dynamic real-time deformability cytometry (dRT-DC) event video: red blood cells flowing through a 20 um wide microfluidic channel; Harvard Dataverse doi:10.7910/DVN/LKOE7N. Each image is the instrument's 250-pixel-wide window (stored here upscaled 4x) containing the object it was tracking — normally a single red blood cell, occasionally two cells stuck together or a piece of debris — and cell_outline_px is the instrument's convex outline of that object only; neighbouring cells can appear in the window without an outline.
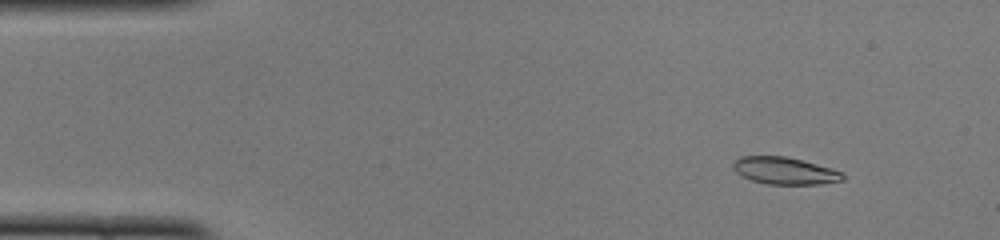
{"species": "common noctule bat (a hibernating species)", "species_latin": "Nyctalus noctula", "temperature_condition": "cold", "stored_images_in_passage": 46, "camera_frame_rate_fps": 3000, "um_per_image_px": 0.085, "animal": {"sex": "female", "body_mass_g": 22.0, "forearm_length_mm": 56.7}, "frame": {"image": 1, "passage_image": 2, "time_ms": 0.333, "image_size_px": [1000, 240], "cell_outline_px": [[844, 180], [820, 184], [768, 184], [752, 180], [736, 172], [732, 168], [732, 164], [740, 156], [784, 156], [832, 168], [840, 172], [844, 176]], "centroid_in_image_um": [66.69, 14.51], "position_along_channel_um": 18.3, "area_um2": 17.11}}
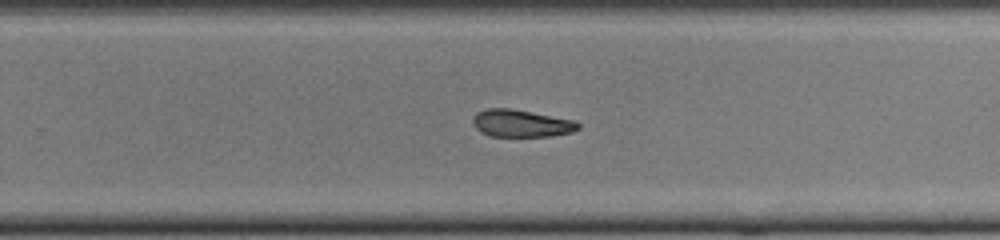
{"frame": {"image": 2, "passage_image": 28, "time_ms": 9.0, "image_size_px": [1000, 240], "cell_outline_px": [[580, 128], [572, 132], [552, 136], [488, 136], [480, 132], [472, 124], [472, 120], [476, 112], [488, 108], [508, 108], [576, 120], [580, 124]], "centroid_in_image_um": [44.3, 10.49], "position_along_channel_um": 285.5, "area_um2": 16.88}}
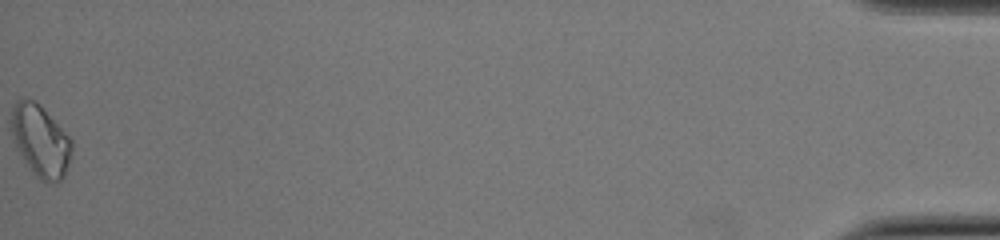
{"frame": {"image": 3, "passage_image": 46, "time_ms": 15.0, "image_size_px": [1000, 240], "cell_outline_px": [[72, 148], [68, 164], [64, 176], [60, 180], [48, 184], [40, 180], [36, 176], [24, 160], [16, 148], [12, 132], [12, 108], [16, 100], [20, 96], [24, 96], [32, 100], [72, 140]], "centroid_in_image_um": [3.42, 11.99], "position_along_channel_um": 431.8, "area_um2": 24.57}, "authors_computed_cell_mechanics": {"area_um2": 17.918, "velocity_mm_per_s": 4.0885, "shape_relaxation_time_tau1_ms": null, "shape_relaxation_time_tau2_ms": 4.4901, "deformation_change_tau1": null, "deformation_change_tau2": 0.1036}}